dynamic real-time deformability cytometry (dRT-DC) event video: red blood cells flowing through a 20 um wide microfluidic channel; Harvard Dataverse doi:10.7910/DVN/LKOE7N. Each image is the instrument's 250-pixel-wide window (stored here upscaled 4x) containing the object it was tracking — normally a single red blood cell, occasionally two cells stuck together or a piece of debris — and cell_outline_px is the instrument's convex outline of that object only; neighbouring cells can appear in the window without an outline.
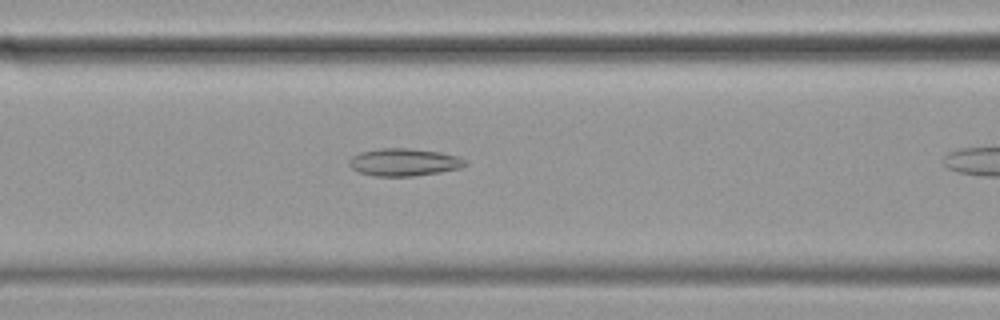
{"species": "common noctule bat (a hibernating species)", "species_latin": "Nyctalus noctula", "temperature_condition": "cold", "stored_images_in_passage": 8, "camera_frame_rate_fps": 3000, "um_per_image_px": 0.085, "animal": {"sex": "female", "body_mass_g": 19.9}, "frame": {"image": 1, "passage_image": 7, "time_ms": 2.0, "image_size_px": [1000, 320], "cell_outline_px": [[468, 164], [460, 168], [440, 172], [412, 176], [372, 176], [360, 172], [352, 168], [348, 164], [348, 160], [352, 156], [360, 152], [380, 148], [408, 148], [440, 152], [456, 156], [464, 160]], "centroid_in_image_um": [34.31, 13.78], "position_along_channel_um": 132.3, "area_um2": 18.55}}